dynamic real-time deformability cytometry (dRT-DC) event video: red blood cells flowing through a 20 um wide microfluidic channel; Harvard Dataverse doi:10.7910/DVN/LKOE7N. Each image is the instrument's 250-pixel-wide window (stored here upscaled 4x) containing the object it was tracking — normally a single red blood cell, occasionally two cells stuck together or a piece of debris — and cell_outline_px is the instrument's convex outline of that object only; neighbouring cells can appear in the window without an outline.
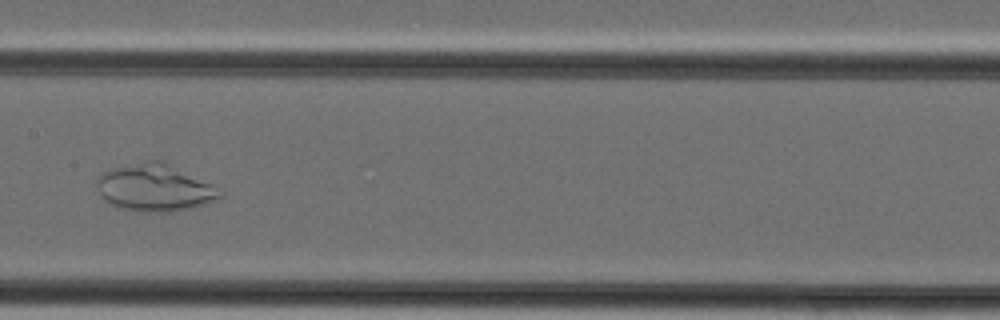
{"species": "Egyptian fruit bat (a non-hibernating species)", "species_latin": "Rousettus aegyptiacus", "temperature_condition": "cold", "stored_images_in_passage": 29, "camera_frame_rate_fps": 3000, "um_per_image_px": 0.085, "animal": {"sex": "female"}, "frame": {"image": 1, "passage_image": 13, "time_ms": 4.0, "image_size_px": [1000, 320], "cell_outline_px": [[224, 192], [216, 200], [192, 208], [168, 212], [144, 212], [120, 208], [108, 204], [100, 196], [96, 184], [96, 180], [104, 172], [112, 168], [148, 160], [164, 160], [212, 184]], "centroid_in_image_um": [13.15, 15.95], "position_along_channel_um": 194.3, "area_um2": 34.1}}
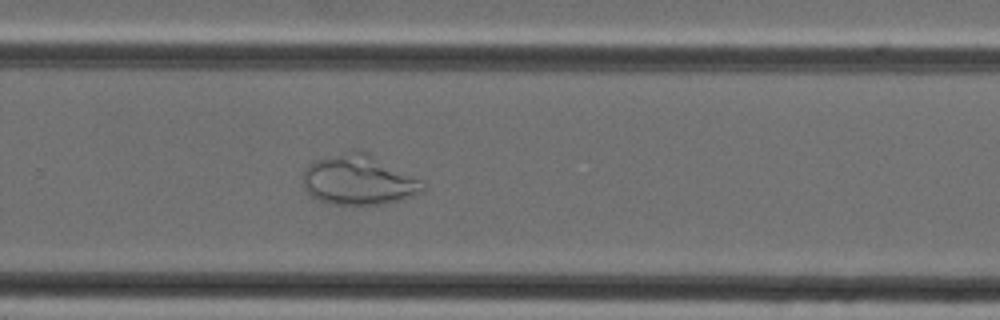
{"frame": {"image": 2, "passage_image": 19, "time_ms": 6.0, "image_size_px": [1000, 320], "cell_outline_px": [[424, 188], [400, 200], [384, 204], [332, 204], [320, 200], [312, 196], [304, 188], [304, 172], [308, 164], [316, 160], [356, 148], [360, 148], [424, 180]], "centroid_in_image_um": [30.5, 15.26], "position_along_channel_um": 299.3, "area_um2": 34.85}}
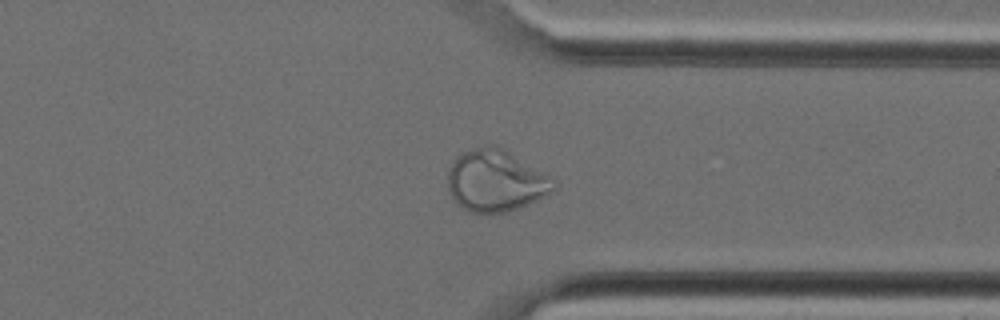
{"frame": {"image": 3, "passage_image": 23, "time_ms": 7.333, "image_size_px": [1000, 320], "cell_outline_px": [[556, 188], [544, 196], [528, 204], [508, 212], [472, 212], [456, 204], [448, 188], [448, 168], [452, 160], [456, 156], [472, 148], [488, 144], [496, 144], [504, 148], [548, 176], [556, 184]], "centroid_in_image_um": [42.09, 15.34], "position_along_channel_um": 369.3, "area_um2": 37.92}}